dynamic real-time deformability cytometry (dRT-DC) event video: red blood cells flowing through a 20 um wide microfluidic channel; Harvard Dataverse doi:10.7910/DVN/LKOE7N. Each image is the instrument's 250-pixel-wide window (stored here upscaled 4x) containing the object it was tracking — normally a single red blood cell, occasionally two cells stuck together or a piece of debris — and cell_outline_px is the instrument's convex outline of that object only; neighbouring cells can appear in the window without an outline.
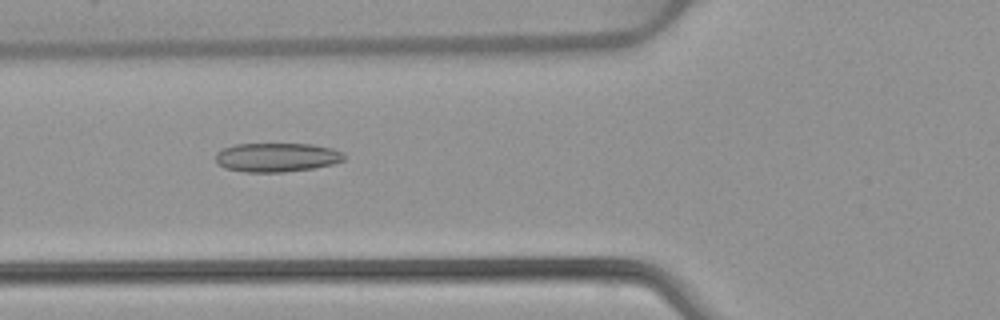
{"species": "common noctule bat (a hibernating species)", "species_latin": "Nyctalus noctula", "temperature_condition": "warm", "stored_images_in_passage": 36, "camera_frame_rate_fps": 3000, "um_per_image_px": 0.085, "animal": {"sex": "female", "body_mass_g": 22.7, "forearm_length_mm": 54.2}, "frame": {"image": 1, "passage_image": 3, "time_ms": 0.667, "image_size_px": [1000, 320], "cell_outline_px": [[344, 160], [332, 164], [312, 168], [284, 172], [244, 172], [224, 168], [216, 160], [216, 152], [224, 148], [236, 144], [312, 144], [332, 148], [340, 152], [344, 156]], "centroid_in_image_um": [23.5, 13.37], "position_along_channel_um": 102.3, "area_um2": 21.56}}
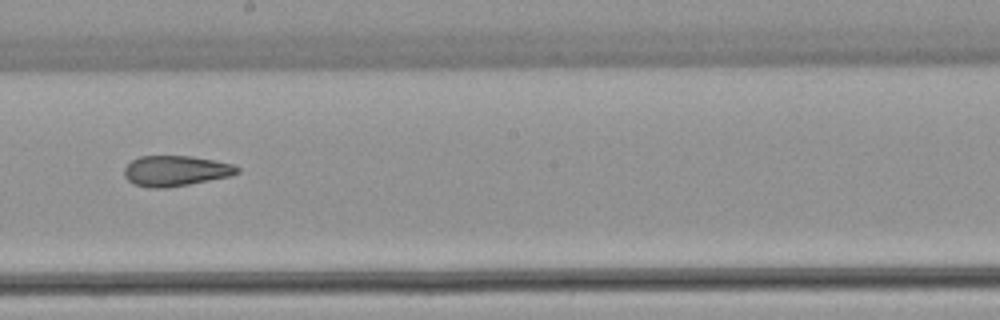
{"frame": {"image": 2, "passage_image": 13, "time_ms": 4.0, "image_size_px": [1000, 320], "cell_outline_px": [[240, 172], [232, 176], [168, 188], [152, 188], [132, 184], [124, 176], [124, 168], [132, 160], [140, 156], [192, 156], [232, 164], [240, 168]], "centroid_in_image_um": [14.93, 14.53], "position_along_channel_um": 233.3, "area_um2": 20.17}}
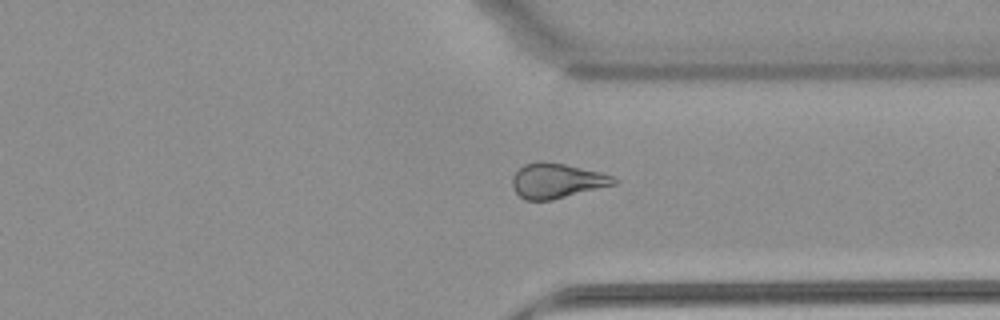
{"frame": {"image": 3, "passage_image": 23, "time_ms": 7.333, "image_size_px": [1000, 320], "cell_outline_px": [[616, 184], [552, 200], [524, 200], [516, 192], [512, 184], [512, 176], [524, 164], [536, 160], [544, 160], [564, 164], [600, 172], [612, 176], [616, 180]], "centroid_in_image_um": [47.29, 15.35], "position_along_channel_um": 364.1, "area_um2": 20.63}}